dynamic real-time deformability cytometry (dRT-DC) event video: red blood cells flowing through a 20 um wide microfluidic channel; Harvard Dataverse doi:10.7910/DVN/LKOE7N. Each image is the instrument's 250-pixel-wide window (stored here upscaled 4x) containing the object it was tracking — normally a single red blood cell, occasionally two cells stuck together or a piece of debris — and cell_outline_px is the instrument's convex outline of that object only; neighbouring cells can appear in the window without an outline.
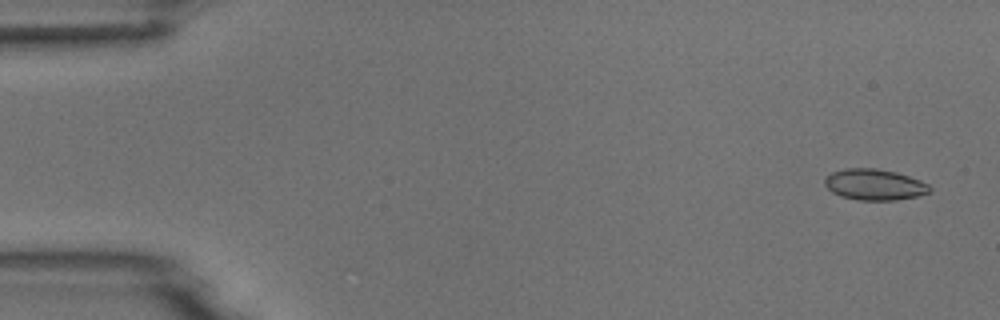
{"species": "common noctule bat (a hibernating species)", "species_latin": "Nyctalus noctula", "temperature_condition": "room temperature", "stored_images_in_passage": 9, "camera_frame_rate_fps": 3000, "um_per_image_px": 0.085, "animal": {"sex": "male", "body_mass_g": 18.8}, "frame": {"image": 1, "passage_image": 1, "time_ms": 0.0, "image_size_px": [1000, 320], "cell_outline_px": [[932, 192], [916, 196], [896, 200], [860, 200], [840, 196], [832, 192], [824, 184], [824, 180], [832, 172], [844, 168], [876, 168], [896, 172], [920, 180], [928, 184], [932, 188]], "centroid_in_image_um": [74.34, 15.69], "position_along_channel_um": 10.7, "area_um2": 19.02}}
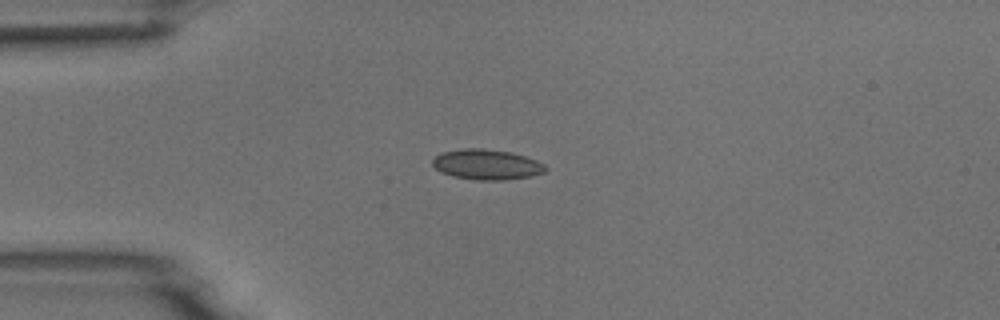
{"frame": {"image": 2, "passage_image": 4, "time_ms": 3.667, "image_size_px": [1000, 320], "cell_outline_px": [[548, 168], [544, 172], [532, 176], [504, 180], [476, 180], [452, 176], [440, 172], [432, 164], [432, 160], [436, 156], [444, 152], [460, 148], [484, 148], [512, 152], [536, 160], [544, 164]], "centroid_in_image_um": [41.37, 13.98], "position_along_channel_um": 43.6, "area_um2": 20.06}}